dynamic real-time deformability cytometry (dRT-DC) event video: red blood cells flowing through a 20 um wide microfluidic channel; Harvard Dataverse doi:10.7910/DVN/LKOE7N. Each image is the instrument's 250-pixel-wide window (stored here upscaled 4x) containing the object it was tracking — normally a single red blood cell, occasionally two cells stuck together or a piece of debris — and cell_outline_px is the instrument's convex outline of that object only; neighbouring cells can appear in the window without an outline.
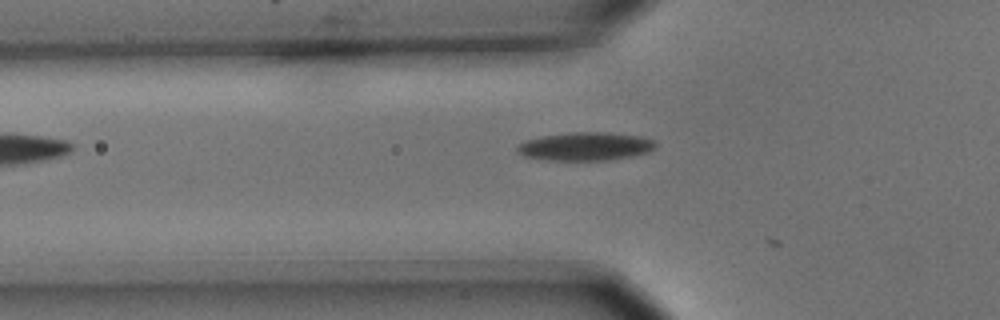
{"species": "common noctule bat (a hibernating species)", "species_latin": "Nyctalus noctula", "temperature_condition": "cold", "stored_images_in_passage": 5, "camera_frame_rate_fps": 3000, "um_per_image_px": 0.085, "animal": {"sex": "male", "body_mass_g": 15.6}, "frame": {"image": 1, "passage_image": 4, "time_ms": 1.0, "image_size_px": [1000, 320], "cell_outline_px": [[656, 144], [648, 152], [632, 156], [608, 160], [548, 160], [524, 156], [516, 152], [516, 148], [524, 140], [544, 136], [572, 132], [604, 132], [640, 136], [652, 140]], "centroid_in_image_um": [49.72, 12.44], "position_along_channel_um": 76.1, "area_um2": 22.6}}